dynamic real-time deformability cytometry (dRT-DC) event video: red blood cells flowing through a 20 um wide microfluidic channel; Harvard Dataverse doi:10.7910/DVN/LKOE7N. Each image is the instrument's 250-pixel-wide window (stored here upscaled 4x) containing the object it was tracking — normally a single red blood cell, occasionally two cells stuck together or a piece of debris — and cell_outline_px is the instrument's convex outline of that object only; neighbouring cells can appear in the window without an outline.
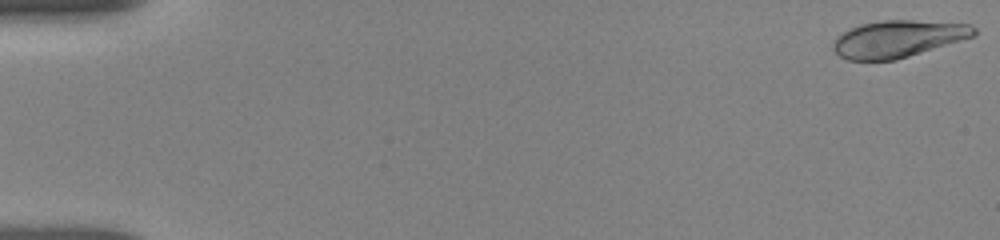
{"species": "human", "species_latin": "Homo sapiens", "temperature_condition": "room temperature", "stored_images_in_passage": 21, "camera_frame_rate_fps": 3000, "um_per_image_px": 0.085, "donor": {"sex": "female"}, "frame": {"image": 1, "passage_image": 1, "time_ms": 0.0, "image_size_px": [1000, 240], "cell_outline_px": [[976, 36], [896, 60], [848, 60], [840, 56], [832, 48], [832, 44], [836, 36], [860, 24], [884, 20], [912, 20], [968, 24], [976, 28]], "centroid_in_image_um": [76.33, 3.3], "position_along_channel_um": 8.7, "area_um2": 30.29}}
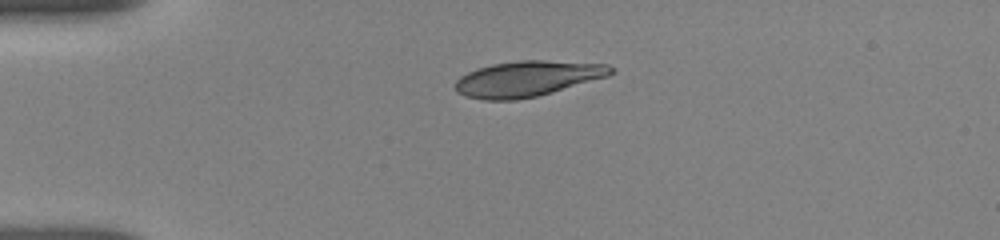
{"frame": {"image": 2, "passage_image": 13, "time_ms": 4.0, "image_size_px": [1000, 240], "cell_outline_px": [[616, 72], [608, 76], [552, 92], [536, 96], [516, 100], [484, 100], [464, 96], [456, 92], [456, 80], [460, 76], [476, 68], [492, 64], [516, 60], [544, 60], [608, 64], [616, 68]], "centroid_in_image_um": [44.84, 6.68], "position_along_channel_um": 40.2, "area_um2": 32.43}}